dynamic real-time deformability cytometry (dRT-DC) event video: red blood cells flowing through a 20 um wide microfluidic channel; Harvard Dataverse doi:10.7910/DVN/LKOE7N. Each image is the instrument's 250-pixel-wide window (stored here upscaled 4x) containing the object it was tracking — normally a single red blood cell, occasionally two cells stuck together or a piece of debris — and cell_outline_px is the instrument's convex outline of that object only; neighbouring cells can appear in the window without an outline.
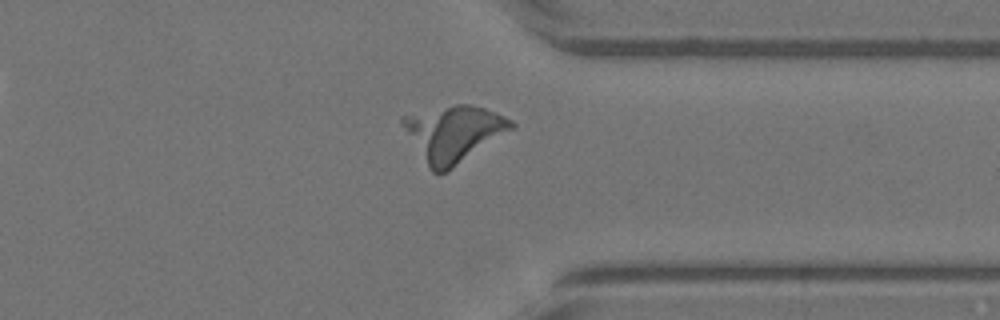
{"species": "Egyptian fruit bat (a non-hibernating species)", "species_latin": "Rousettus aegyptiacus", "temperature_condition": "warm", "stored_images_in_passage": 31, "camera_frame_rate_fps": 3000, "um_per_image_px": 0.085, "animal": {"sex": "female"}, "frame": {"image": 1, "passage_image": 27, "time_ms": 8.667, "image_size_px": [1000, 320], "cell_outline_px": [[516, 124], [512, 128], [448, 172], [432, 172], [400, 124], [400, 116], [456, 104], [468, 104], [484, 108], [496, 112], [512, 120]], "centroid_in_image_um": [38.53, 11.33], "position_along_channel_um": 372.9, "area_um2": 34.85}}